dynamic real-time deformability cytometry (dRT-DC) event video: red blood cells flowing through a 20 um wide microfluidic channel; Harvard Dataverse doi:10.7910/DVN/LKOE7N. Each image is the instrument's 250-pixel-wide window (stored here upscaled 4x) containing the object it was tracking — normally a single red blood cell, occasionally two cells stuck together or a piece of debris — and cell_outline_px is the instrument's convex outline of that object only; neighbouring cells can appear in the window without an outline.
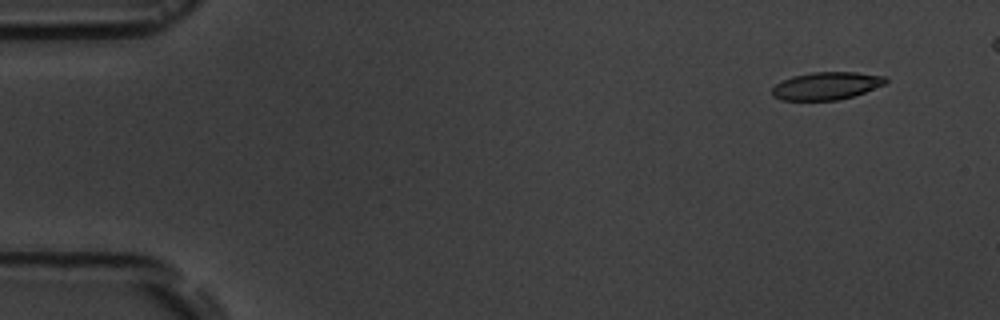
{"species": "common noctule bat (a hibernating species)", "species_latin": "Nyctalus noctula", "temperature_condition": "room temperature", "stored_images_in_passage": 10, "camera_frame_rate_fps": 3000, "um_per_image_px": 0.085, "animal": {"sex": "male", "body_mass_g": 19.5, "forearm_length_mm": 54.6}, "frame": {"image": 1, "passage_image": 2, "time_ms": 1.333, "image_size_px": [1000, 320], "cell_outline_px": [[888, 80], [884, 84], [864, 92], [852, 96], [836, 100], [780, 100], [772, 96], [772, 88], [776, 84], [792, 76], [812, 72], [856, 72], [884, 76]], "centroid_in_image_um": [70.21, 7.29], "position_along_channel_um": 14.8, "area_um2": 18.15}}
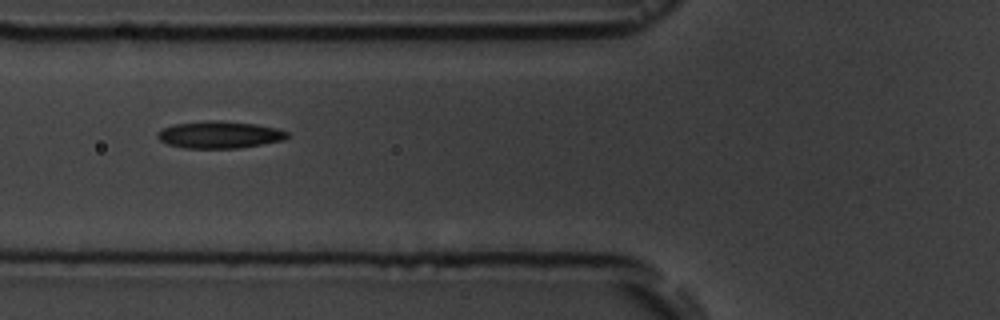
{"frame": {"image": 2, "passage_image": 7, "time_ms": 7.0, "image_size_px": [1000, 320], "cell_outline_px": [[288, 136], [284, 140], [240, 148], [184, 148], [168, 144], [160, 140], [156, 136], [156, 132], [164, 128], [176, 124], [208, 120], [220, 120], [256, 124], [280, 128], [288, 132]], "centroid_in_image_um": [18.68, 11.45], "position_along_channel_um": 107.1, "area_um2": 20.58}}
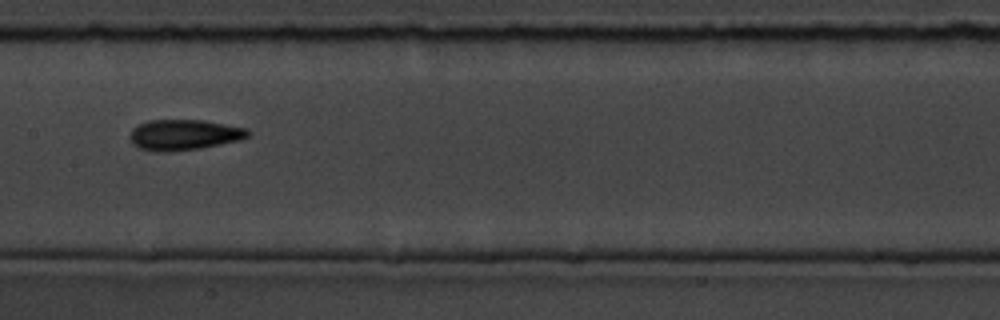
{"frame": {"image": 3, "passage_image": 9, "time_ms": 9.333, "image_size_px": [1000, 320], "cell_outline_px": [[252, 132], [248, 136], [240, 140], [200, 148], [164, 152], [160, 152], [140, 148], [128, 136], [132, 128], [148, 120], [204, 120], [248, 128]], "centroid_in_image_um": [15.68, 11.44], "position_along_channel_um": 191.7, "area_um2": 20.98}}